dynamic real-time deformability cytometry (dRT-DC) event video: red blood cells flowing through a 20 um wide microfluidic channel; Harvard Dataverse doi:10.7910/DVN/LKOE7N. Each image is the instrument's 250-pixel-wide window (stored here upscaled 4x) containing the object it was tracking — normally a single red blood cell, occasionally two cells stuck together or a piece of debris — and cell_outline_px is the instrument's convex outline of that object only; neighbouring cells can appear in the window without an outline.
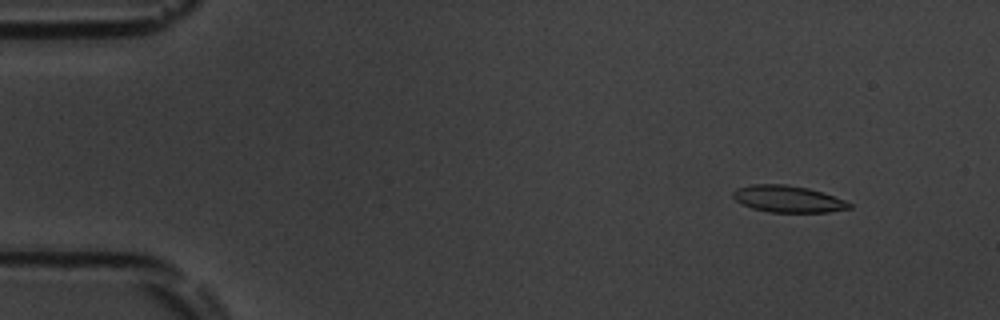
{"species": "common noctule bat (a hibernating species)", "species_latin": "Nyctalus noctula", "temperature_condition": "room temperature", "stored_images_in_passage": 55, "camera_frame_rate_fps": 3000, "um_per_image_px": 0.085, "animal": {"sex": "male", "body_mass_g": 19.5, "forearm_length_mm": 54.6}, "frame": {"image": 1, "passage_image": 6, "time_ms": 1.667, "image_size_px": [1000, 320], "cell_outline_px": [[852, 208], [828, 212], [768, 212], [752, 208], [740, 204], [732, 196], [732, 192], [736, 188], [752, 184], [788, 184], [808, 188], [844, 200], [852, 204]], "centroid_in_image_um": [66.93, 16.91], "position_along_channel_um": 18.1, "area_um2": 18.15}}
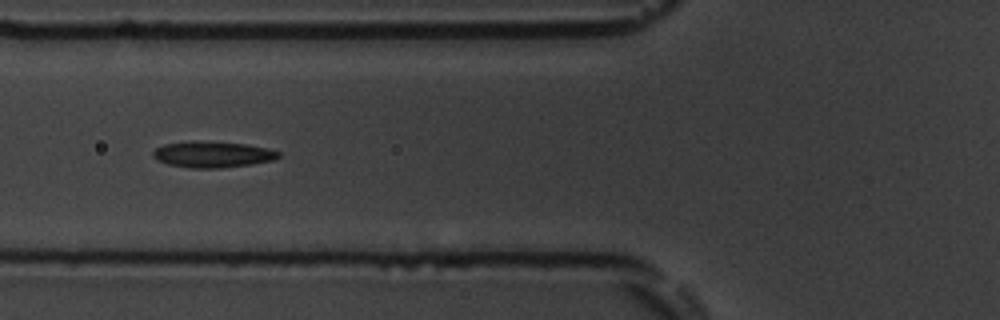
{"frame": {"image": 2, "passage_image": 21, "time_ms": 6.667, "image_size_px": [1000, 320], "cell_outline_px": [[280, 156], [272, 160], [252, 164], [220, 168], [188, 168], [168, 164], [156, 160], [152, 156], [152, 152], [156, 148], [164, 144], [192, 140], [244, 144], [268, 148], [280, 152]], "centroid_in_image_um": [18.02, 13.12], "position_along_channel_um": 107.8, "area_um2": 19.19}}
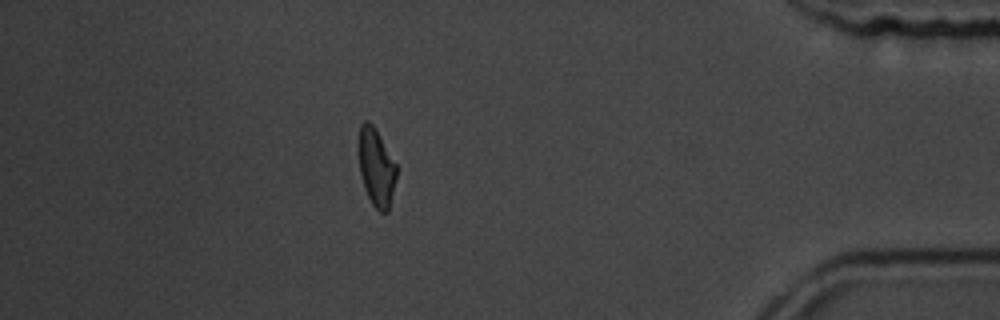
{"frame": {"image": 3, "passage_image": 48, "time_ms": 15.667, "image_size_px": [1000, 320], "cell_outline_px": [[396, 176], [388, 212], [380, 212], [372, 204], [364, 188], [360, 176], [360, 124], [364, 120], [368, 120], [372, 124], [396, 164]], "centroid_in_image_um": [31.98, 14.26], "position_along_channel_um": 403.2, "area_um2": 16.59}, "authors_computed_cell_mechanics": {"area_um2": 18.3226, "velocity_mm_per_s": 3.7714, "shape_relaxation_time_tau1_ms": 6.0132, "shape_relaxation_time_tau2_ms": 2.6832, "deformation_change_tau1": 0.1788, "deformation_change_tau2": 0.0826}}